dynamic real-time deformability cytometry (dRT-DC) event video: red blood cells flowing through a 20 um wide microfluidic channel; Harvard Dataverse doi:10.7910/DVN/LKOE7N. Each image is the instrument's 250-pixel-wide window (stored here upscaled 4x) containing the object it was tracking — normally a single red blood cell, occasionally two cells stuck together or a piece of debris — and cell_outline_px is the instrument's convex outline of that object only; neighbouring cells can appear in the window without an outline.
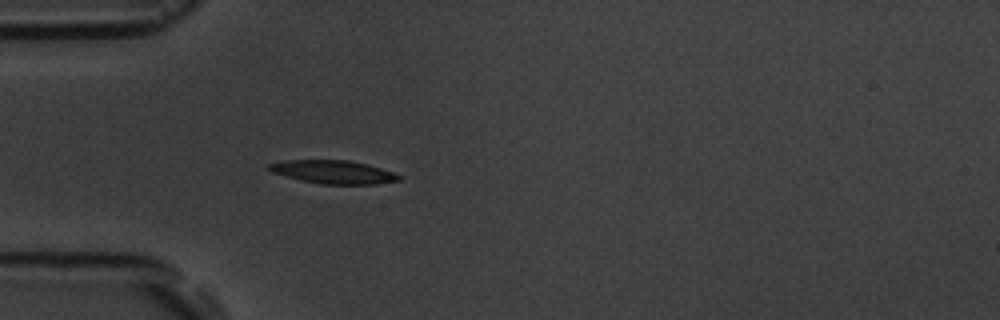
{"species": "common noctule bat (a hibernating species)", "species_latin": "Nyctalus noctula", "temperature_condition": "room temperature", "stored_images_in_passage": 1, "camera_frame_rate_fps": 3000, "um_per_image_px": 0.085, "animal": {"sex": "male", "body_mass_g": 19.5, "forearm_length_mm": 54.6}, "frame": {"image": 1, "passage_image": 1, "time_ms": 0.0, "image_size_px": [1000, 320], "cell_outline_px": [[400, 180], [376, 184], [320, 184], [300, 180], [272, 172], [268, 168], [268, 164], [284, 160], [348, 160], [380, 168], [392, 172], [400, 176]], "centroid_in_image_um": [28.3, 14.62], "position_along_channel_um": 56.7, "area_um2": 17.4}}